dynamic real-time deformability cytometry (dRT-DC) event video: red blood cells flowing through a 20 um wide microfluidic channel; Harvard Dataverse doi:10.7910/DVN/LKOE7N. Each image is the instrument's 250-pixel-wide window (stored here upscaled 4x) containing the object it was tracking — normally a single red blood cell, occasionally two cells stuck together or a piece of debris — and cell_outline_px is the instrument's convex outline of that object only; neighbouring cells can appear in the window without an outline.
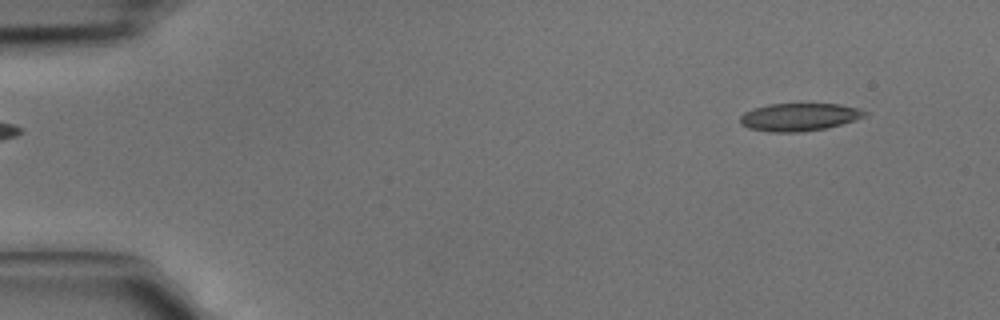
{"species": "common noctule bat (a hibernating species)", "species_latin": "Nyctalus noctula", "temperature_condition": "cold", "stored_images_in_passage": 3, "camera_frame_rate_fps": 3000, "um_per_image_px": 0.085, "animal": {"sex": "male", "body_mass_g": 15.6}, "frame": {"image": 1, "passage_image": 1, "time_ms": 0.0, "image_size_px": [1000, 320], "cell_outline_px": [[868, 112], [864, 116], [840, 124], [824, 128], [800, 132], [772, 132], [748, 128], [740, 124], [740, 116], [744, 112], [752, 108], [768, 104], [840, 104], [860, 108]], "centroid_in_image_um": [67.88, 9.94], "position_along_channel_um": 17.1, "area_um2": 20.06}}